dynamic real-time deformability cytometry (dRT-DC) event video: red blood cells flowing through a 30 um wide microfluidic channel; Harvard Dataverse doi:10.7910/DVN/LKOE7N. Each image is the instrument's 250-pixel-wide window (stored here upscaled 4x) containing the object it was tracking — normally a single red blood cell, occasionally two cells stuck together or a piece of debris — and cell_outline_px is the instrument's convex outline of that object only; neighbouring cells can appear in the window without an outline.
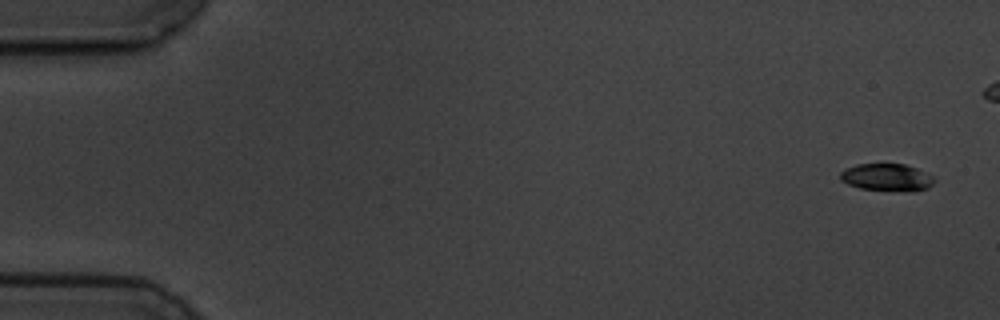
{"species": "common noctule bat (a hibernating species)", "species_latin": "Nyctalus noctula", "temperature_condition": "cold", "stored_images_in_passage": 6, "segment_of_instrument_passage": [1, 2], "camera_frame_rate_fps": 3000, "um_per_image_px": 0.085, "animal": {"sex": "male", "body_mass_g": 19.5, "forearm_length_mm": 54.6}, "frame": {"image": 1, "passage_image": 1, "time_ms": 0.0, "image_size_px": [1000, 320], "cell_outline_px": [[936, 180], [928, 188], [916, 192], [912, 192], [860, 188], [848, 184], [840, 180], [840, 172], [856, 164], [904, 164], [916, 168], [932, 176]], "centroid_in_image_um": [75.41, 15.09], "position_along_channel_um": 9.6, "area_um2": 14.97}}
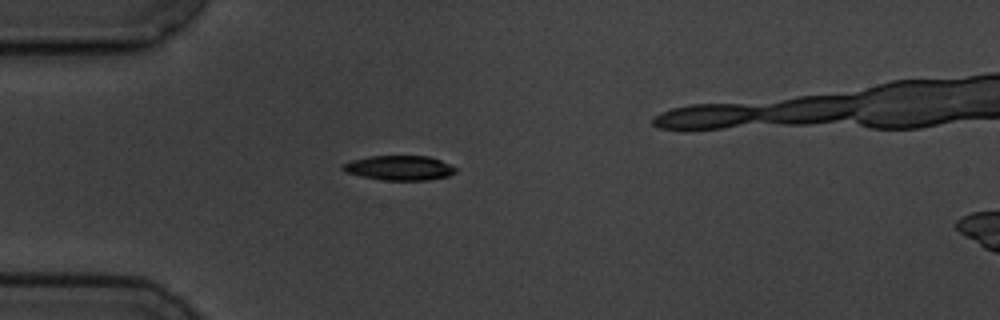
{"frame": {"image": 2, "passage_image": 4, "time_ms": 4.667, "image_size_px": [1000, 320], "cell_outline_px": [[456, 172], [448, 176], [428, 180], [384, 180], [344, 172], [340, 168], [340, 164], [352, 160], [372, 156], [428, 156], [440, 160], [456, 168]], "centroid_in_image_um": [33.92, 14.27], "position_along_channel_um": 51.1, "area_um2": 16.13}}